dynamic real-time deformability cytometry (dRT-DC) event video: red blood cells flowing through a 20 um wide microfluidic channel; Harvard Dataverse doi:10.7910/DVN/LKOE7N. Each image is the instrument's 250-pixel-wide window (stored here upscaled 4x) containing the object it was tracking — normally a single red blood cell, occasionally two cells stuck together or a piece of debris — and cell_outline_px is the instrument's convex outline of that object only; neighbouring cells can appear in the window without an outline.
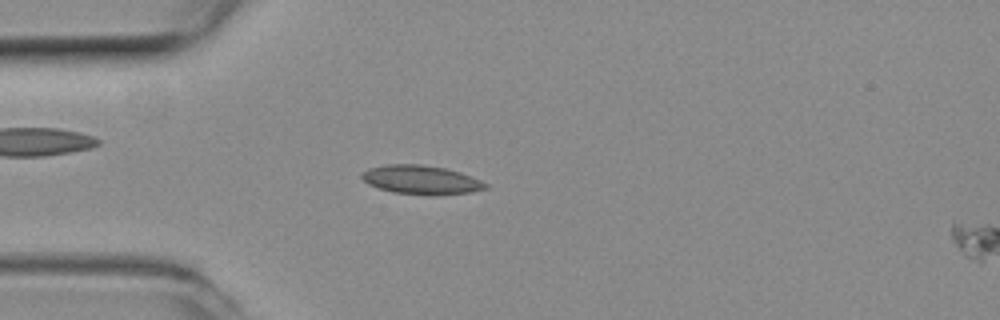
{"species": "common noctule bat (a hibernating species)", "species_latin": "Nyctalus noctula", "temperature_condition": "room temperature", "stored_images_in_passage": 15, "camera_frame_rate_fps": 3000, "um_per_image_px": 0.085, "animal": {"sex": "female", "body_mass_g": 19.3, "forearm_length_mm": 54.1}, "frame": {"image": 1, "passage_image": 13, "time_ms": 4.0, "image_size_px": [1000, 320], "cell_outline_px": [[488, 188], [472, 192], [428, 196], [392, 192], [368, 184], [360, 176], [360, 172], [368, 168], [388, 164], [420, 164], [444, 168], [460, 172], [480, 180], [488, 184]], "centroid_in_image_um": [35.78, 15.29], "position_along_channel_um": 49.2, "area_um2": 20.98}}